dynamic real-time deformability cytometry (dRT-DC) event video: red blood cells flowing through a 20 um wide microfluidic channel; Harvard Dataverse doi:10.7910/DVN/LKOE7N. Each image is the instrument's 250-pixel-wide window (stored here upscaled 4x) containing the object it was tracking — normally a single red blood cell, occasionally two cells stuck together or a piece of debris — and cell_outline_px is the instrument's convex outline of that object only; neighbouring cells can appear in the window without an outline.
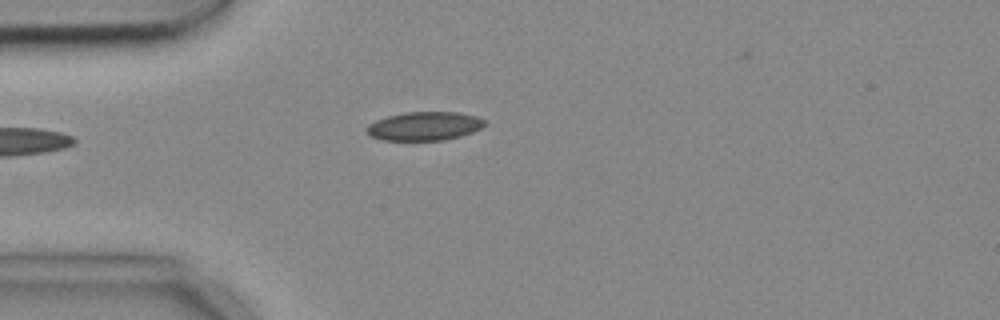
{"species": "common noctule bat (a hibernating species)", "species_latin": "Nyctalus noctula", "temperature_condition": "cold", "stored_images_in_passage": 3, "camera_frame_rate_fps": 3000, "um_per_image_px": 0.085, "animal": {"sex": "female", "body_mass_g": 18.4}, "frame": {"image": 1, "passage_image": 3, "time_ms": 0.667, "image_size_px": [1000, 320], "cell_outline_px": [[488, 124], [472, 132], [460, 136], [444, 140], [380, 140], [372, 136], [364, 128], [368, 124], [376, 120], [388, 116], [404, 112], [460, 112], [476, 116], [488, 120]], "centroid_in_image_um": [36.11, 10.71], "position_along_channel_um": 48.9, "area_um2": 19.88}}